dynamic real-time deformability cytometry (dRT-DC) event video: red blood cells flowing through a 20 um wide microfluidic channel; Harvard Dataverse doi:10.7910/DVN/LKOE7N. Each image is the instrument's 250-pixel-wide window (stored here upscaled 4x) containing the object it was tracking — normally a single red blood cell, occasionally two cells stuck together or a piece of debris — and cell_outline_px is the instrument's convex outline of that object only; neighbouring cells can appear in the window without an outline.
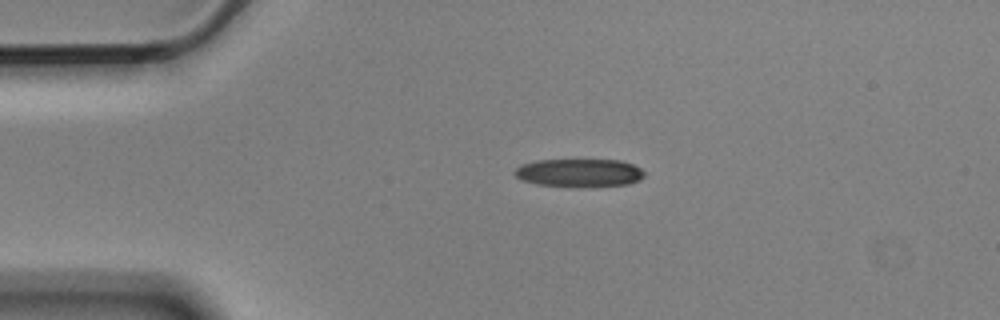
{"species": "Egyptian fruit bat (a non-hibernating species)", "species_latin": "Rousettus aegyptiacus", "temperature_condition": "cold", "stored_images_in_passage": 2, "camera_frame_rate_fps": 3000, "um_per_image_px": 0.085, "animal": {"sex": "male"}, "frame": {"image": 1, "passage_image": 2, "time_ms": 0.333, "image_size_px": [1000, 320], "cell_outline_px": [[644, 176], [640, 180], [628, 184], [592, 188], [568, 188], [536, 184], [524, 180], [516, 176], [512, 172], [520, 164], [536, 160], [620, 160], [632, 164], [640, 168], [644, 172]], "centroid_in_image_um": [49.23, 14.72], "position_along_channel_um": 35.8, "area_um2": 21.91}}